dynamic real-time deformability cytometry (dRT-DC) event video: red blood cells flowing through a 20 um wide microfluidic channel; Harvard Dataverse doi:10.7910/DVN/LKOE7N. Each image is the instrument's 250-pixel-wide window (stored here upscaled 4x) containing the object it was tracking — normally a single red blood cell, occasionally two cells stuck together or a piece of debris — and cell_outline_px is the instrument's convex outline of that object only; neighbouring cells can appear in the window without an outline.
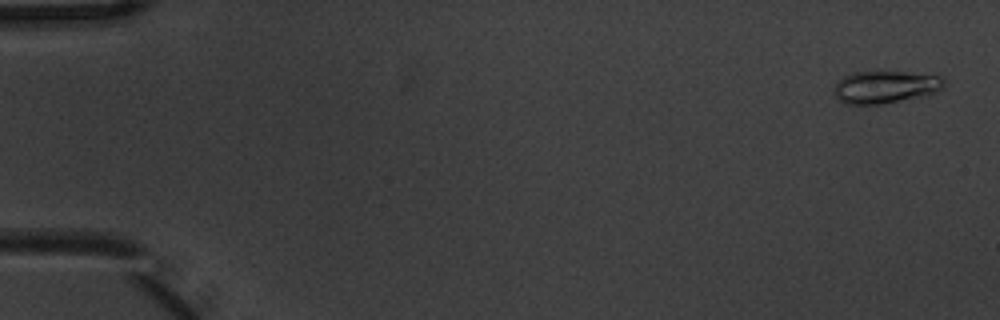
{"species": "common noctule bat (a hibernating species)", "species_latin": "Nyctalus noctula", "temperature_condition": "warm", "stored_images_in_passage": 6, "camera_frame_rate_fps": 3000, "um_per_image_px": 0.085, "animal": {"sex": "male", "body_mass_g": 20.1, "forearm_length_mm": 53.5}, "frame": {"image": 1, "passage_image": 1, "time_ms": 0.0, "image_size_px": [1000, 320], "cell_outline_px": [[944, 88], [936, 92], [924, 96], [880, 104], [844, 104], [832, 92], [836, 84], [844, 76], [852, 72], [908, 72], [940, 76], [944, 80]], "centroid_in_image_um": [75.25, 7.4], "position_along_channel_um": 9.7, "area_um2": 20.75}}